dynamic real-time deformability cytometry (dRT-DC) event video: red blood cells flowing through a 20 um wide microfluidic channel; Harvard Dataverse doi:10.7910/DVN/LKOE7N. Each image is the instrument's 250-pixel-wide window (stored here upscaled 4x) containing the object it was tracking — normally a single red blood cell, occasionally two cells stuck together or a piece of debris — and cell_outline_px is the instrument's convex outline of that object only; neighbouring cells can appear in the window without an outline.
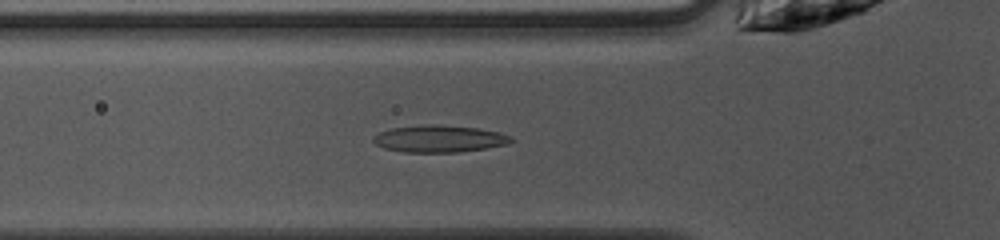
{"species": "common noctule bat (a hibernating species)", "species_latin": "Nyctalus noctula", "temperature_condition": "warm", "stored_images_in_passage": 38, "camera_frame_rate_fps": 3000, "um_per_image_px": 0.085, "animal": {"sex": "female", "body_mass_g": 10.0, "forearm_length_mm": 53.1}, "frame": {"image": 1, "passage_image": 5, "time_ms": 1.333, "image_size_px": [1000, 240], "cell_outline_px": [[516, 140], [508, 144], [460, 152], [404, 152], [384, 148], [376, 144], [372, 140], [372, 136], [380, 132], [392, 128], [428, 124], [440, 124], [480, 128], [500, 132], [512, 136]], "centroid_in_image_um": [37.38, 11.78], "position_along_channel_um": 88.4, "area_um2": 21.91}}
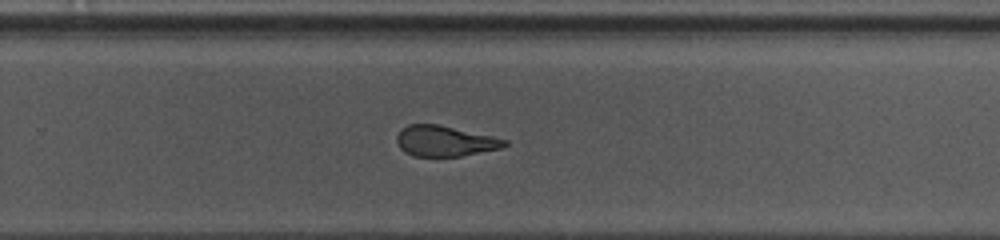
{"frame": {"image": 2, "passage_image": 20, "time_ms": 6.333, "image_size_px": [1000, 240], "cell_outline_px": [[508, 144], [500, 148], [460, 156], [412, 156], [404, 152], [400, 148], [396, 140], [396, 136], [400, 128], [408, 124], [436, 124], [492, 136], [508, 140]], "centroid_in_image_um": [37.76, 11.98], "position_along_channel_um": 292.0, "area_um2": 19.13}}
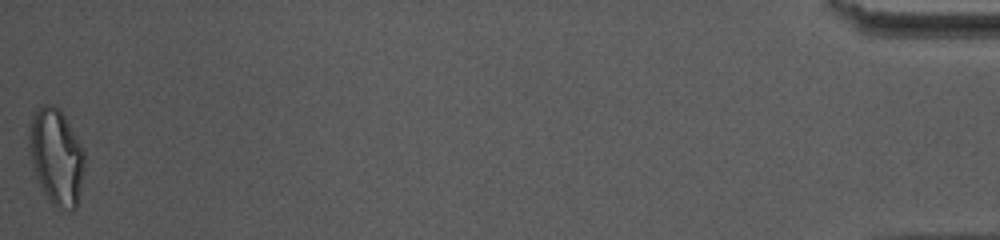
{"frame": {"image": 3, "passage_image": 38, "time_ms": 12.333, "image_size_px": [1000, 240], "cell_outline_px": [[84, 168], [76, 208], [60, 212], [48, 200], [36, 176], [28, 144], [28, 136], [32, 112], [44, 104], [52, 104], [60, 108], [80, 144], [84, 152]], "centroid_in_image_um": [4.77, 13.32], "position_along_channel_um": 430.4, "area_um2": 30.98}, "authors_computed_cell_mechanics": {"area_um2": 21.097, "velocity_mm_per_s": 4.0527, "shape_relaxation_time_tau1_ms": 5.1449, "shape_relaxation_time_tau2_ms": 2.0778, "deformation_change_tau1": 0.2066, "deformation_change_tau2": 0.1196}}